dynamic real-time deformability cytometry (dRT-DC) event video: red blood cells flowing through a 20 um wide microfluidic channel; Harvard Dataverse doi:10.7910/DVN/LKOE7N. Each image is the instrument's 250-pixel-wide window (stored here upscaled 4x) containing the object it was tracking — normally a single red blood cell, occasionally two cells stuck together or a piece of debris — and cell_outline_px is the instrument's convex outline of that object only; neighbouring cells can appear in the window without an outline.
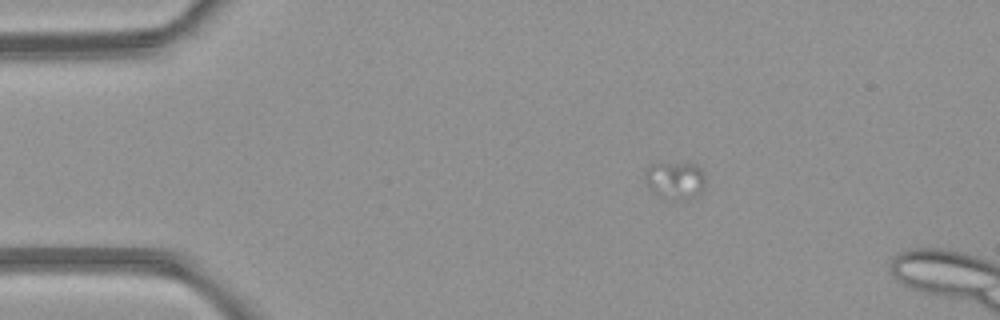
{"species": "common noctule bat (a hibernating species)", "species_latin": "Nyctalus noctula", "temperature_condition": "room temperature", "stored_images_in_passage": 5, "camera_frame_rate_fps": 3000, "um_per_image_px": 0.085, "animal": {"sex": "female", "body_mass_g": 21.9}, "frame": {"image": 1, "passage_image": 3, "time_ms": 2.0, "image_size_px": [1000, 320], "cell_outline_px": [[704, 192], [684, 200], [676, 200], [660, 196], [652, 192], [648, 188], [644, 176], [644, 172], [648, 164], [696, 164], [704, 172]], "centroid_in_image_um": [57.38, 15.34], "position_along_channel_um": 27.6, "area_um2": 13.29}}